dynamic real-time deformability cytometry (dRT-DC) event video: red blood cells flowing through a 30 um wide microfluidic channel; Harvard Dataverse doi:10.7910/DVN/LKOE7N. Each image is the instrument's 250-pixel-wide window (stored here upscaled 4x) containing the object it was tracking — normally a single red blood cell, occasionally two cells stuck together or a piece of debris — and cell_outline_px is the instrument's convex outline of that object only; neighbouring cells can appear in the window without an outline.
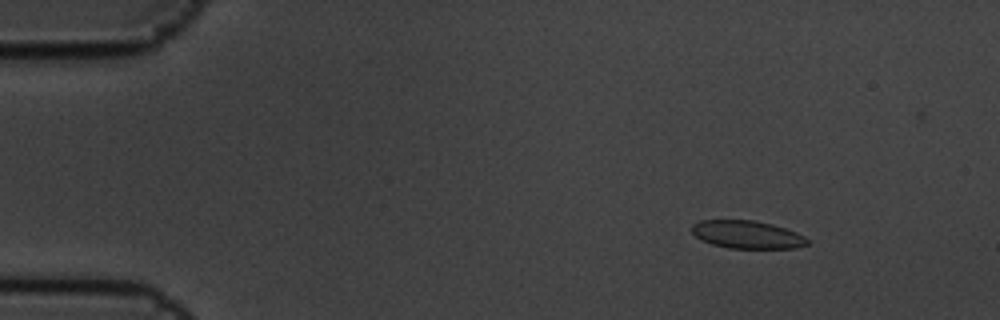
{"species": "common noctule bat (a hibernating species)", "species_latin": "Nyctalus noctula", "temperature_condition": "cold", "stored_images_in_passage": 5, "camera_frame_rate_fps": 3000, "um_per_image_px": 0.085, "animal": {"sex": "male", "body_mass_g": 19.5, "forearm_length_mm": 54.6}, "frame": {"image": 1, "passage_image": 3, "time_ms": 0.667, "image_size_px": [1000, 320], "cell_outline_px": [[808, 244], [796, 248], [728, 248], [712, 244], [700, 240], [692, 232], [692, 224], [700, 220], [756, 220], [772, 224], [796, 232], [804, 236], [808, 240]], "centroid_in_image_um": [63.49, 19.93], "position_along_channel_um": 21.5, "area_um2": 18.79}}
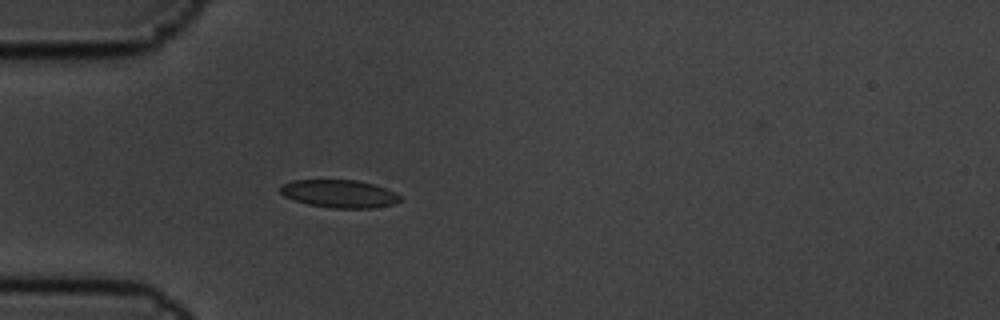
{"frame": {"image": 2, "passage_image": 5, "time_ms": 1.333, "image_size_px": [1000, 320], "cell_outline_px": [[400, 200], [392, 204], [372, 208], [332, 208], [308, 204], [284, 196], [280, 192], [280, 184], [292, 180], [356, 180], [376, 184], [396, 192], [400, 196]], "centroid_in_image_um": [28.84, 16.45], "position_along_channel_um": 56.2, "area_um2": 19.48}}